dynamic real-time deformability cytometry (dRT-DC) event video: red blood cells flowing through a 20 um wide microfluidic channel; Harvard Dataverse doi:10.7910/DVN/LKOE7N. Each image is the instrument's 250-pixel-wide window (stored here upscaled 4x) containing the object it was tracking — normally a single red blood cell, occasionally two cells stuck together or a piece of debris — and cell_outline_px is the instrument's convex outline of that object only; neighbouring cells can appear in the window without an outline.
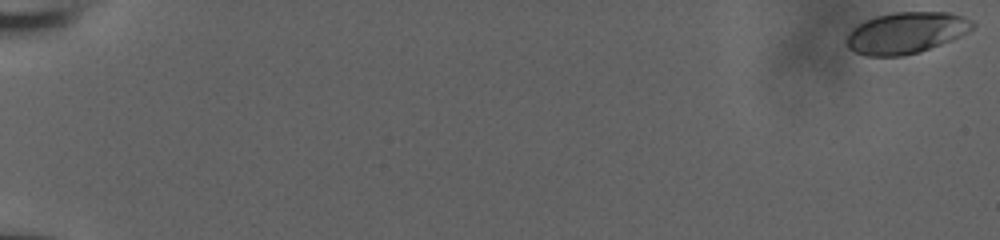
{"species": "human", "species_latin": "Homo sapiens", "temperature_condition": "room temperature", "stored_images_in_passage": 57, "camera_frame_rate_fps": 3000, "um_per_image_px": 0.085, "donor": {"sex": "male"}, "frame": {"image": 1, "passage_image": 1, "time_ms": 0.0, "image_size_px": [1000, 240], "cell_outline_px": [[976, 24], [968, 32], [952, 40], [920, 52], [900, 56], [868, 56], [856, 52], [848, 48], [844, 40], [848, 32], [852, 28], [876, 16], [892, 12], [952, 12], [964, 16], [972, 20]], "centroid_in_image_um": [77.03, 2.78], "position_along_channel_um": 8.0, "area_um2": 30.58}}
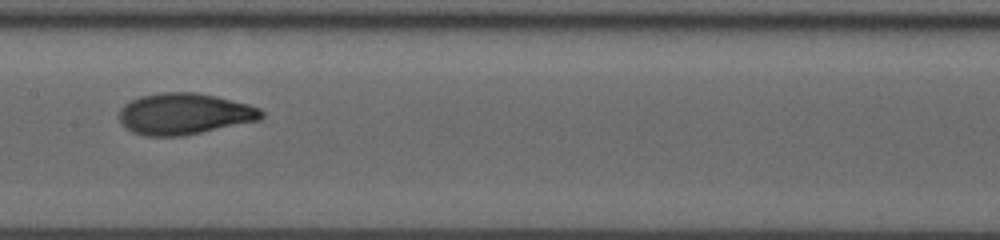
{"frame": {"image": 2, "passage_image": 32, "time_ms": 10.333, "image_size_px": [1000, 240], "cell_outline_px": [[264, 116], [260, 120], [180, 136], [148, 136], [132, 132], [120, 120], [120, 108], [124, 104], [140, 96], [164, 92], [196, 92], [216, 96], [248, 104], [260, 108], [264, 112]], "centroid_in_image_um": [15.69, 9.67], "position_along_channel_um": 191.7, "area_um2": 33.99}}
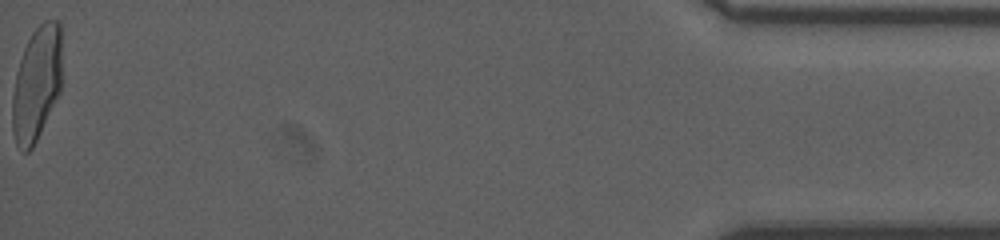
{"frame": {"image": 3, "passage_image": 57, "time_ms": 18.667, "image_size_px": [1000, 240], "cell_outline_px": [[60, 92], [32, 148], [28, 152], [24, 152], [16, 144], [12, 132], [12, 96], [16, 72], [24, 48], [32, 32], [44, 20], [60, 20]], "centroid_in_image_um": [3.09, 7.11], "position_along_channel_um": 432.1, "area_um2": 32.77}, "authors_computed_cell_mechanics": {"area_um2": 32.4836, "velocity_mm_per_s": 3.9374, "shape_relaxation_time_tau1_ms": 4.333, "shape_relaxation_time_tau2_ms": 1.0019, "deformation_change_tau1": 0.1849, "deformation_change_tau2": 0.0619}}